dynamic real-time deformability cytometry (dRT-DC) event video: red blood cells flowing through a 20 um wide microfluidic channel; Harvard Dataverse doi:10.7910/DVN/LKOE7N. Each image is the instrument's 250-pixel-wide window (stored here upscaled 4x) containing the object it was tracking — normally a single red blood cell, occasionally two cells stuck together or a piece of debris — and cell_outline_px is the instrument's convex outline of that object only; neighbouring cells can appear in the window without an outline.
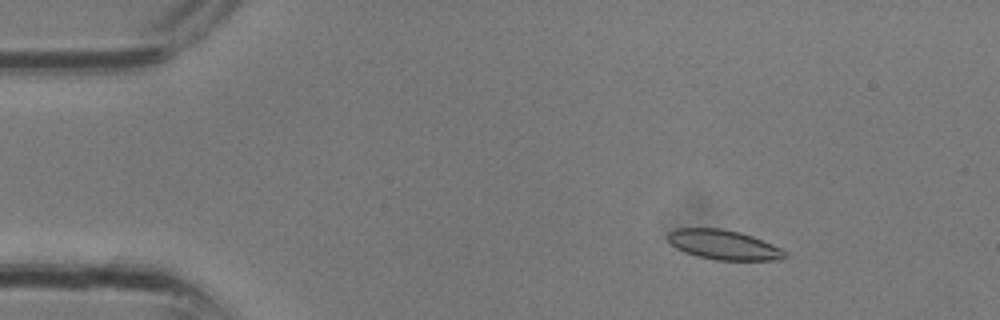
{"species": "common noctule bat (a hibernating species)", "species_latin": "Nyctalus noctula", "temperature_condition": "room temperature", "stored_images_in_passage": 25, "camera_frame_rate_fps": 3000, "um_per_image_px": 0.085, "animal": {"sex": "male", "body_mass_g": 13.3}, "frame": {"image": 1, "passage_image": 5, "time_ms": 1.333, "image_size_px": [1000, 320], "cell_outline_px": [[788, 256], [784, 260], [716, 260], [696, 256], [684, 252], [676, 248], [668, 240], [668, 232], [676, 228], [720, 228], [740, 232], [752, 236], [772, 244], [788, 252]], "centroid_in_image_um": [61.53, 20.81], "position_along_channel_um": 23.5, "area_um2": 20.4}}
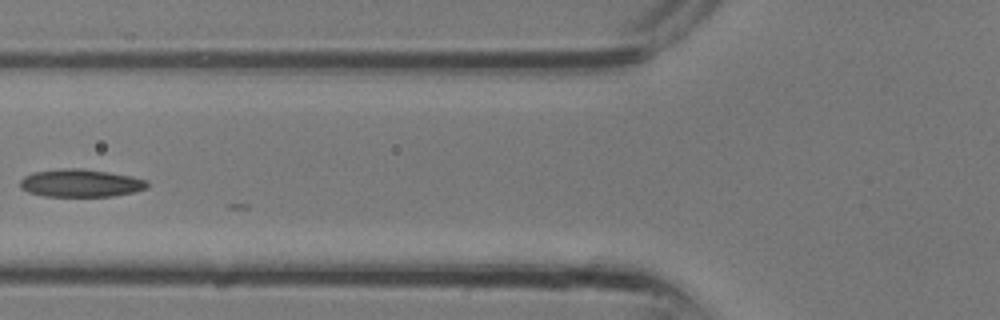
{"frame": {"image": 2, "passage_image": 13, "time_ms": 4.0, "image_size_px": [1000, 320], "cell_outline_px": [[148, 188], [132, 192], [112, 196], [44, 196], [28, 192], [20, 188], [20, 180], [24, 176], [36, 172], [60, 168], [84, 168], [132, 176], [148, 180]], "centroid_in_image_um": [6.86, 15.56], "position_along_channel_um": 118.9, "area_um2": 20.63}}
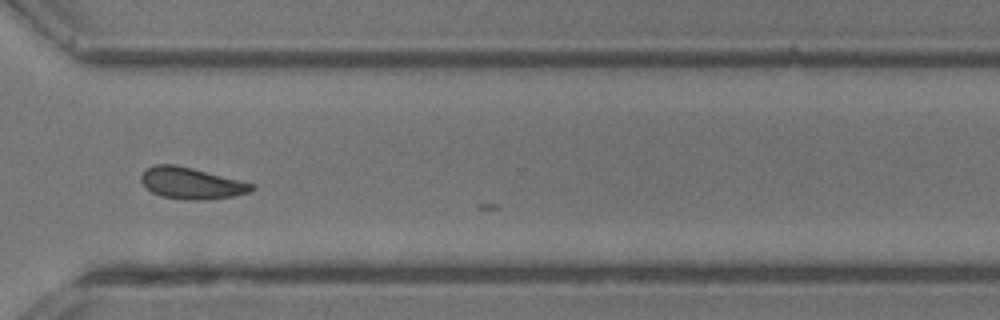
{"frame": {"image": 3, "passage_image": 24, "time_ms": 7.667, "image_size_px": [1000, 320], "cell_outline_px": [[256, 188], [252, 192], [232, 196], [208, 200], [184, 200], [164, 196], [152, 192], [140, 180], [140, 176], [148, 168], [156, 164], [176, 164], [256, 184]], "centroid_in_image_um": [16.32, 15.58], "position_along_channel_um": 354.3, "area_um2": 20.29}}